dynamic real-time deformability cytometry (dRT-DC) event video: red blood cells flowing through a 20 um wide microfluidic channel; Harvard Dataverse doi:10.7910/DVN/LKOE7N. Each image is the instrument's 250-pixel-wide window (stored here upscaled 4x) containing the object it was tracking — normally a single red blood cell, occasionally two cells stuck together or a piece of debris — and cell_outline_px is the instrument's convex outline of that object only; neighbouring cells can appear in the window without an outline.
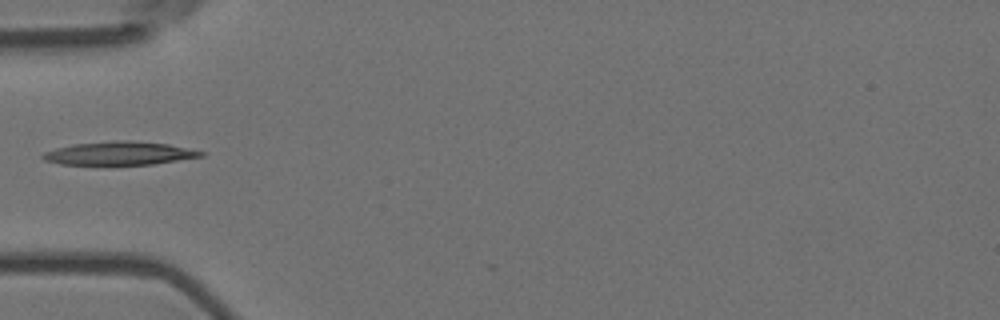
{"species": "Egyptian fruit bat (a non-hibernating species)", "species_latin": "Rousettus aegyptiacus", "temperature_condition": "room temperature", "stored_images_in_passage": 4, "camera_frame_rate_fps": 3000, "um_per_image_px": 0.085, "animal": {"sex": "female"}, "frame": {"image": 1, "passage_image": 4, "time_ms": 1.0, "image_size_px": [1000, 320], "cell_outline_px": [[204, 156], [152, 164], [60, 164], [44, 160], [40, 156], [44, 152], [56, 148], [72, 144], [116, 140], [128, 140], [168, 144], [204, 152]], "centroid_in_image_um": [10.11, 13.02], "position_along_channel_um": 74.9, "area_um2": 21.27}}